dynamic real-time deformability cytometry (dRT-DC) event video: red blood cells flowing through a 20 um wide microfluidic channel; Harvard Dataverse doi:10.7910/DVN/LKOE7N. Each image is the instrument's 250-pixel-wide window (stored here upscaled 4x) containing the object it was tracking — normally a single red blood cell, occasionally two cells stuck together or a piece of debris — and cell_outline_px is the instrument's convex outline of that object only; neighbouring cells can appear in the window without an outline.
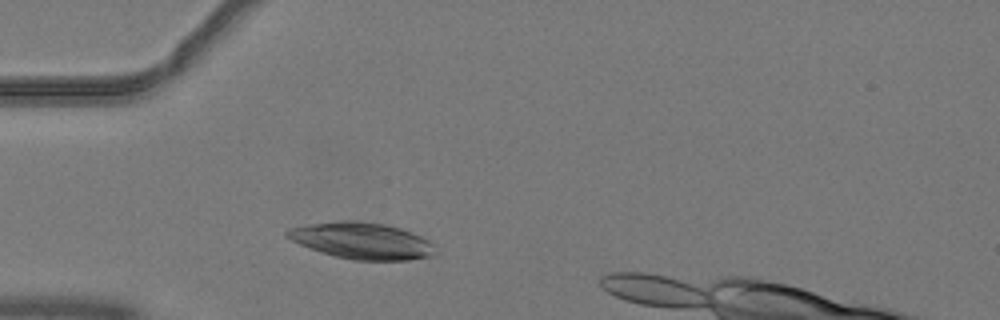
{"species": "common noctule bat (a hibernating species)", "species_latin": "Nyctalus noctula", "temperature_condition": "warm", "stored_images_in_passage": 12, "camera_frame_rate_fps": 3000, "um_per_image_px": 0.085, "animal": {"sex": "male", "body_mass_g": 19.2, "forearm_length_mm": 51.8}, "frame": {"image": 1, "passage_image": 7, "time_ms": 2.0, "image_size_px": [1000, 320], "cell_outline_px": [[436, 256], [408, 260], [352, 260], [320, 252], [300, 244], [292, 240], [284, 232], [288, 228], [308, 224], [340, 220], [356, 220], [384, 224], [400, 228], [412, 232], [428, 240], [432, 244], [436, 252]], "centroid_in_image_um": [30.78, 20.46], "position_along_channel_um": 54.2, "area_um2": 31.56}}
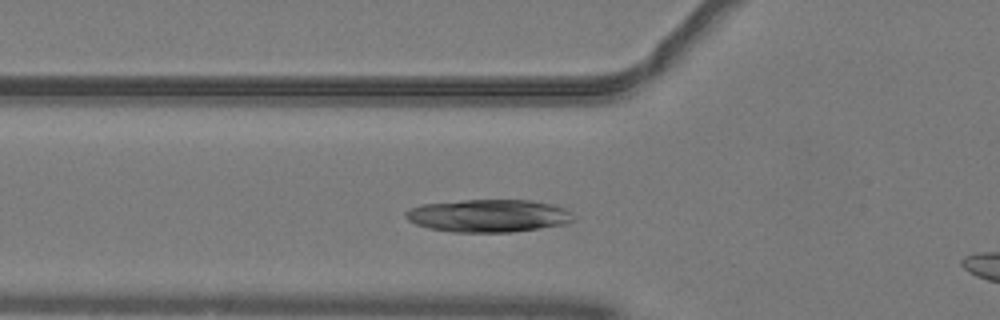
{"frame": {"image": 2, "passage_image": 10, "time_ms": 3.0, "image_size_px": [1000, 320], "cell_outline_px": [[576, 220], [560, 224], [540, 228], [512, 232], [452, 232], [428, 228], [416, 224], [408, 220], [404, 216], [404, 212], [408, 208], [420, 204], [464, 200], [532, 200], [552, 204], [564, 208], [572, 212]], "centroid_in_image_um": [41.48, 18.33], "position_along_channel_um": 84.3, "area_um2": 32.19}}